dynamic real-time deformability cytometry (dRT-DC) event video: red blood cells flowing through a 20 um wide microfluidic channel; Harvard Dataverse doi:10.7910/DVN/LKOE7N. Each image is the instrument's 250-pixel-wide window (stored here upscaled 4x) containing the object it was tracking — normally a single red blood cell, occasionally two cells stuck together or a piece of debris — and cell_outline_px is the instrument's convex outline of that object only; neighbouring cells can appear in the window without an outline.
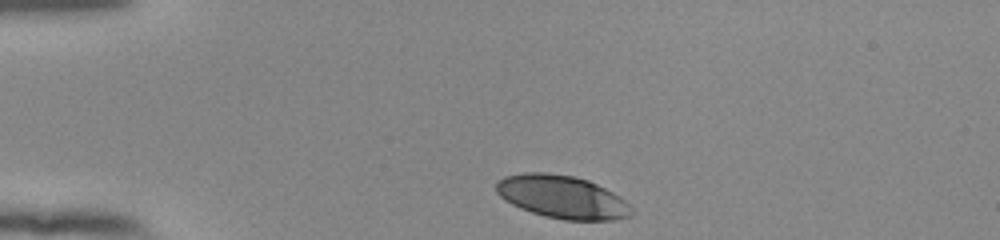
{"species": "human", "species_latin": "Homo sapiens", "temperature_condition": "room temperature", "stored_images_in_passage": 34, "camera_frame_rate_fps": 3000, "um_per_image_px": 0.085, "donor": {"sex": "female"}, "frame": {"image": 1, "passage_image": 1, "time_ms": 0.0, "image_size_px": [1000, 240], "cell_outline_px": [[632, 216], [616, 220], [564, 220], [544, 216], [520, 208], [504, 200], [496, 192], [496, 180], [504, 176], [524, 172], [544, 172], [572, 176], [588, 180], [620, 196], [632, 208]], "centroid_in_image_um": [47.76, 16.74], "position_along_channel_um": 37.2, "area_um2": 33.99}}
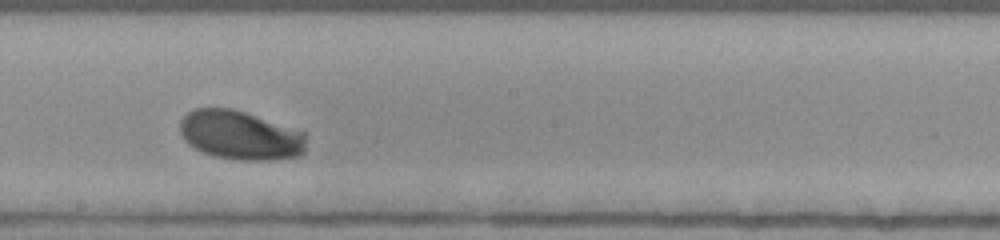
{"frame": {"image": 2, "passage_image": 20, "time_ms": 6.333, "image_size_px": [1000, 240], "cell_outline_px": [[308, 132], [304, 152], [300, 156], [268, 160], [240, 160], [212, 156], [188, 144], [184, 140], [180, 132], [180, 120], [188, 112], [196, 108], [232, 108]], "centroid_in_image_um": [20.46, 11.49], "position_along_channel_um": 227.7, "area_um2": 36.41}}
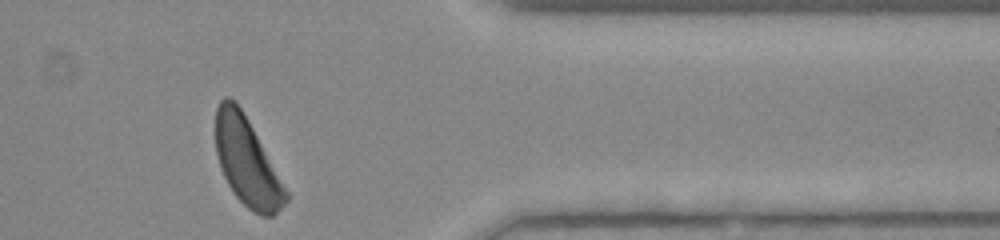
{"frame": {"image": 3, "passage_image": 34, "time_ms": 11.0, "image_size_px": [1000, 240], "cell_outline_px": [[288, 200], [272, 216], [260, 216], [252, 212], [232, 192], [220, 168], [216, 152], [216, 108], [220, 100], [224, 96], [228, 96], [240, 108], [248, 120], [288, 192]], "centroid_in_image_um": [20.97, 13.77], "position_along_channel_um": 390.4, "area_um2": 35.43}, "authors_computed_cell_mechanics": {"area_um2": 35.2291, "velocity_mm_per_s": 3.8001, "shape_relaxation_time_tau1_ms": 2.6349, "shape_relaxation_time_tau2_ms": null, "deformation_change_tau1": 0.1596, "deformation_change_tau2": null}}